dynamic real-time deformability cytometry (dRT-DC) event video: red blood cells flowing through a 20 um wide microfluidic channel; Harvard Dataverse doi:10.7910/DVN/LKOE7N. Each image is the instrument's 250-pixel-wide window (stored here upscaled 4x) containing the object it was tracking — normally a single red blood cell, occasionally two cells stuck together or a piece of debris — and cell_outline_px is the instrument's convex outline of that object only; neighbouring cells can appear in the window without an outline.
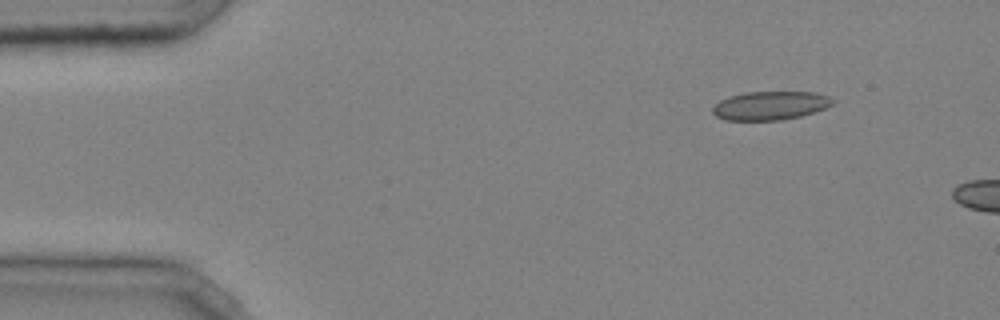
{"species": "common noctule bat (a hibernating species)", "species_latin": "Nyctalus noctula", "temperature_condition": "cold", "stored_images_in_passage": 9, "camera_frame_rate_fps": 3000, "um_per_image_px": 0.085, "animal": {"sex": "male", "body_mass_g": 20.4}, "frame": {"image": 1, "passage_image": 1, "time_ms": 0.0, "image_size_px": [1000, 320], "cell_outline_px": [[836, 100], [832, 104], [824, 108], [800, 116], [780, 120], [724, 120], [716, 116], [712, 112], [712, 108], [720, 100], [728, 96], [744, 92], [816, 92], [828, 96]], "centroid_in_image_um": [65.45, 8.97], "position_along_channel_um": 19.6, "area_um2": 20.0}}